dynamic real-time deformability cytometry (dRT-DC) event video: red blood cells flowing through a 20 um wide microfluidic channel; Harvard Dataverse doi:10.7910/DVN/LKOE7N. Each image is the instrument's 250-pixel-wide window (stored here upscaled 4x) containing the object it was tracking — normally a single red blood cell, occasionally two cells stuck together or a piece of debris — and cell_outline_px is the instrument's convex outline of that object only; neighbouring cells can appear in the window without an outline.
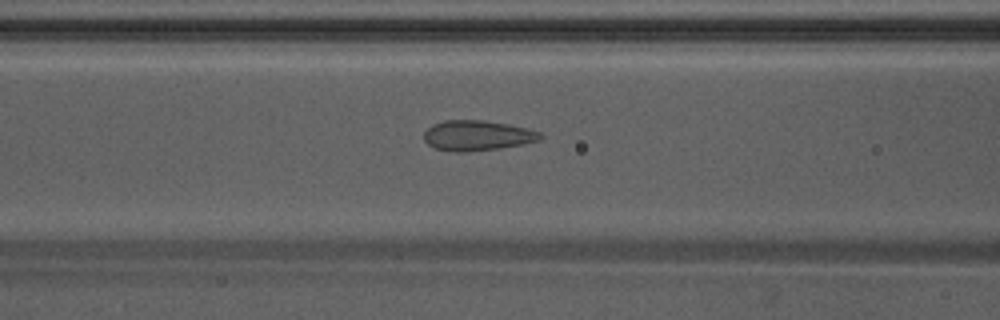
{"species": "Egyptian fruit bat (a non-hibernating species)", "species_latin": "Rousettus aegyptiacus", "temperature_condition": "warm", "stored_images_in_passage": 30, "camera_frame_rate_fps": 3000, "um_per_image_px": 0.085, "animal": {"sex": "male"}, "frame": {"image": 1, "passage_image": 5, "time_ms": 1.333, "image_size_px": [1000, 320], "cell_outline_px": [[544, 136], [540, 140], [524, 144], [500, 148], [468, 152], [456, 152], [436, 148], [428, 144], [424, 140], [424, 132], [432, 124], [444, 120], [484, 120], [508, 124], [540, 132]], "centroid_in_image_um": [40.56, 11.52], "position_along_channel_um": 126.0, "area_um2": 20.52}}
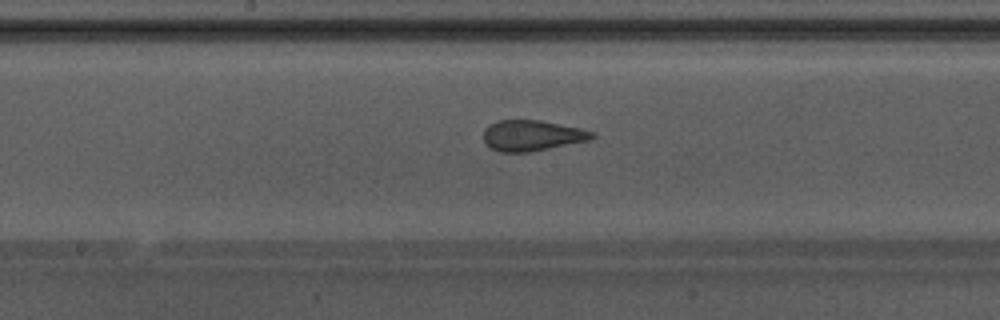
{"frame": {"image": 2, "passage_image": 11, "time_ms": 3.333, "image_size_px": [1000, 320], "cell_outline_px": [[596, 136], [588, 140], [528, 152], [500, 152], [492, 148], [484, 140], [484, 132], [492, 124], [500, 120], [540, 120], [580, 128], [596, 132]], "centroid_in_image_um": [45.26, 11.51], "position_along_channel_um": 202.9, "area_um2": 19.02}}
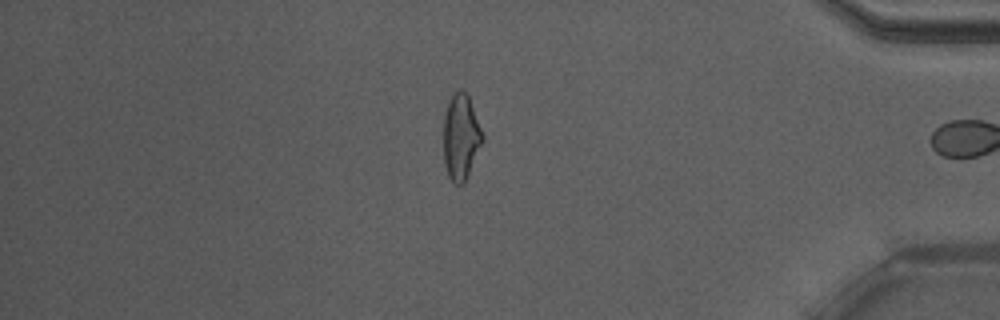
{"frame": {"image": 3, "passage_image": 29, "time_ms": 9.333, "image_size_px": [1000, 320], "cell_outline_px": [[484, 140], [464, 184], [452, 184], [448, 176], [444, 164], [444, 116], [452, 92], [460, 88], [468, 96], [484, 132]], "centroid_in_image_um": [39.19, 11.66], "position_along_channel_um": 396.0, "area_um2": 19.77}}